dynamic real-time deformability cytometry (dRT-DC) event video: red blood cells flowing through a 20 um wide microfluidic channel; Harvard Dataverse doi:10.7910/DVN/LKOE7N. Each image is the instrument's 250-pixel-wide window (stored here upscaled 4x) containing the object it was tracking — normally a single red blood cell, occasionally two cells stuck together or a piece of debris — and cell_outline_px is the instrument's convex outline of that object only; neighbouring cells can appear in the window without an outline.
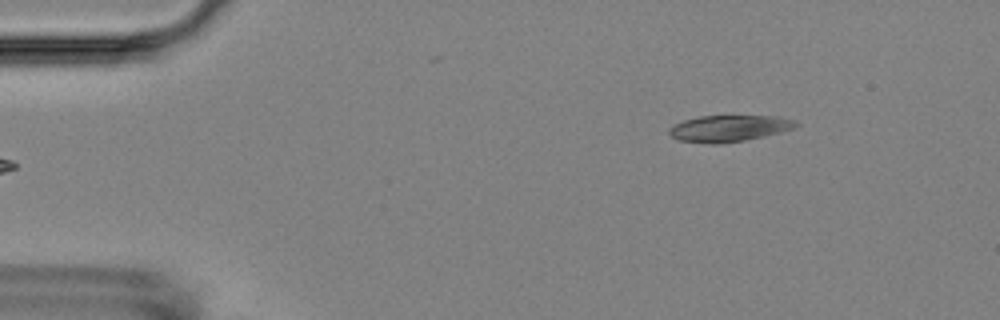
{"species": "Egyptian fruit bat (a non-hibernating species)", "species_latin": "Rousettus aegyptiacus", "temperature_condition": "room temperature", "stored_images_in_passage": 2, "camera_frame_rate_fps": 3000, "um_per_image_px": 0.085, "animal": {"sex": "female"}, "frame": {"image": 1, "passage_image": 2, "time_ms": 1.0, "image_size_px": [1000, 320], "cell_outline_px": [[800, 124], [792, 128], [780, 132], [764, 136], [744, 140], [720, 144], [712, 144], [676, 140], [668, 132], [668, 128], [684, 120], [700, 116], [776, 116], [796, 120]], "centroid_in_image_um": [61.95, 10.91], "position_along_channel_um": 23.0, "area_um2": 19.48}}